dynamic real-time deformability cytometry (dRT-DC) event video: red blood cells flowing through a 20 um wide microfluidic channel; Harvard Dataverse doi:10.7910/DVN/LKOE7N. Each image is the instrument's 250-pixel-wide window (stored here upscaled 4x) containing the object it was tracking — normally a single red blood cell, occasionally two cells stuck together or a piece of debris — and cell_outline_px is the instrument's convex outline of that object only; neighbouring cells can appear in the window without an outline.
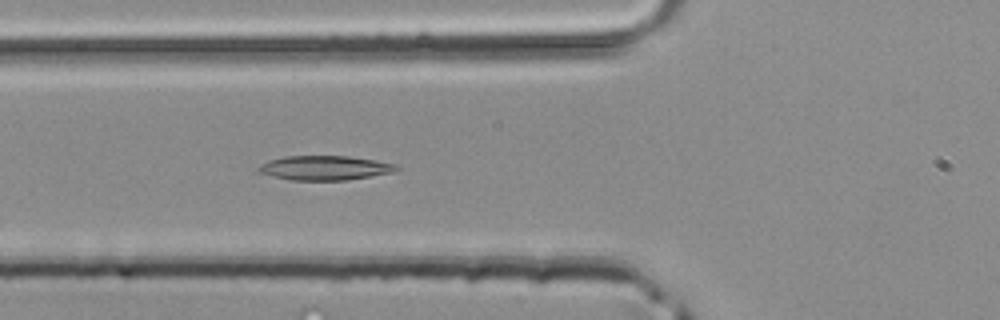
{"species": "common noctule bat (a hibernating species)", "species_latin": "Nyctalus noctula", "temperature_condition": "room temperature", "stored_images_in_passage": 33, "segment_of_instrument_passage": [1, 2], "camera_frame_rate_fps": 3000, "um_per_image_px": 0.085, "animal": {"sex": "male", "body_mass_g": 20.4}, "frame": {"image": 1, "passage_image": 4, "time_ms": 1.0, "image_size_px": [1000, 320], "cell_outline_px": [[400, 168], [392, 172], [348, 180], [292, 180], [272, 176], [260, 172], [260, 164], [268, 160], [284, 156], [348, 156], [400, 164]], "centroid_in_image_um": [27.65, 14.26], "position_along_channel_um": 98.2, "area_um2": 19.54}}
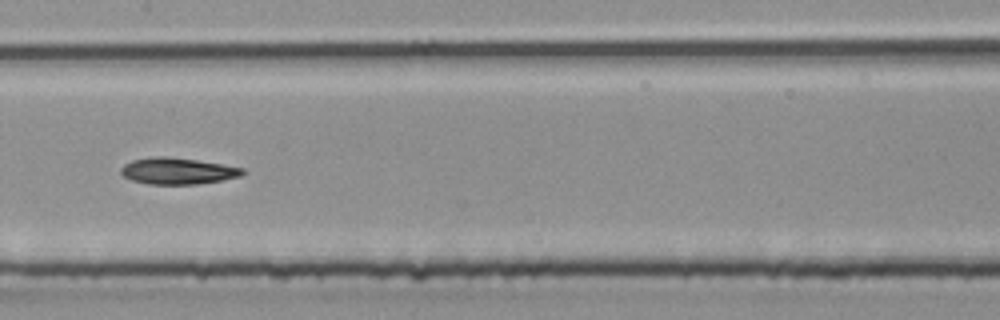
{"frame": {"image": 2, "passage_image": 10, "time_ms": 3.0, "image_size_px": [1000, 320], "cell_outline_px": [[248, 172], [244, 176], [196, 184], [148, 184], [132, 180], [124, 176], [120, 172], [120, 168], [124, 164], [132, 160], [156, 156], [164, 156], [196, 160], [244, 168]], "centroid_in_image_um": [15.12, 14.53], "position_along_channel_um": 192.3, "area_um2": 18.73}}
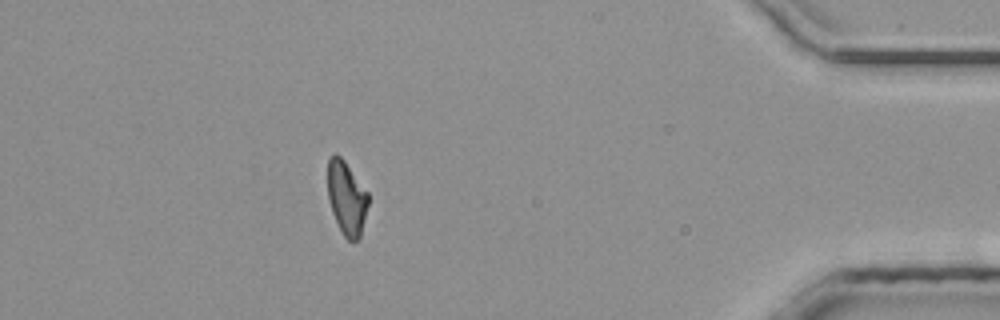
{"frame": {"image": 3, "passage_image": 27, "time_ms": 8.667, "image_size_px": [1000, 320], "cell_outline_px": [[368, 204], [360, 236], [356, 240], [348, 240], [344, 236], [332, 212], [328, 200], [328, 156], [336, 152], [344, 160], [368, 192]], "centroid_in_image_um": [29.45, 16.78], "position_along_channel_um": 405.8, "area_um2": 17.28}}